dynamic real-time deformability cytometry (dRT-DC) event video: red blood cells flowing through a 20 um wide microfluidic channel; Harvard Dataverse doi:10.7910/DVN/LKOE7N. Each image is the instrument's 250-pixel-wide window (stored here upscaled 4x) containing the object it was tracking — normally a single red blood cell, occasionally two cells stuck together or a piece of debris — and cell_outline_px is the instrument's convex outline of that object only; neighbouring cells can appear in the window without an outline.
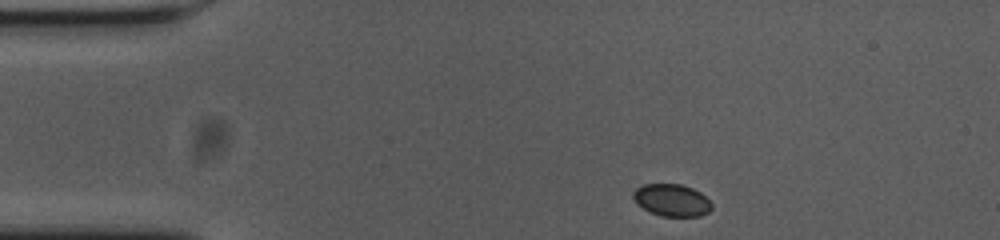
{"species": "common noctule bat (a hibernating species)", "species_latin": "Nyctalus noctula", "temperature_condition": "cold", "stored_images_in_passage": 23, "camera_frame_rate_fps": 3000, "um_per_image_px": 0.085, "animal": {"sex": "female", "body_mass_g": 23.0, "forearm_length_mm": 53.4}, "frame": {"image": 1, "passage_image": 1, "time_ms": 0.0, "image_size_px": [1000, 240], "cell_outline_px": [[712, 208], [708, 212], [700, 216], [660, 216], [636, 204], [632, 196], [632, 192], [636, 188], [644, 184], [680, 184], [692, 188], [700, 192], [712, 204]], "centroid_in_image_um": [57.08, 17.01], "position_along_channel_um": 27.9, "area_um2": 14.68}}